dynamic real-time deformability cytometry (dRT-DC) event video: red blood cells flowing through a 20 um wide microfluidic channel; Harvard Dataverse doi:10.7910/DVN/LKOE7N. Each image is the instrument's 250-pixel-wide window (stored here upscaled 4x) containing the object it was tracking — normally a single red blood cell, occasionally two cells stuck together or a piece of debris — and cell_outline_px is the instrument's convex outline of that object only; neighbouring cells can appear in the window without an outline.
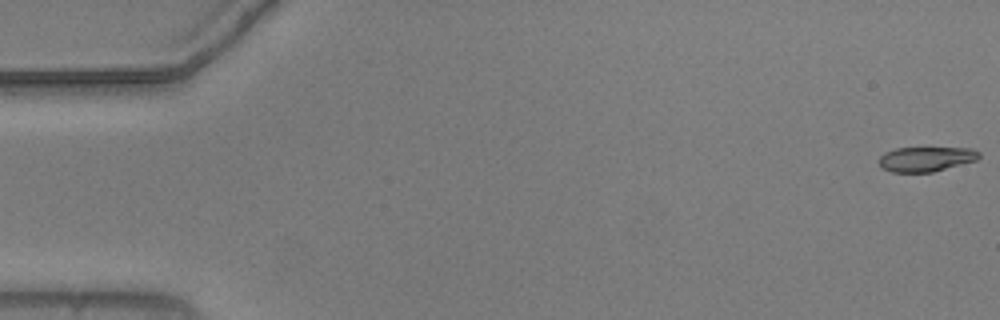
{"species": "common noctule bat (a hibernating species)", "species_latin": "Nyctalus noctula", "temperature_condition": "warm", "stored_images_in_passage": 16, "camera_frame_rate_fps": 3000, "um_per_image_px": 0.085, "animal": {"sex": "male", "body_mass_g": 20.5, "forearm_length_mm": 52.5}, "frame": {"image": 1, "passage_image": 1, "time_ms": 0.0, "image_size_px": [1000, 320], "cell_outline_px": [[980, 156], [976, 160], [932, 172], [892, 172], [884, 168], [880, 164], [880, 156], [884, 152], [896, 148], [972, 148], [980, 152]], "centroid_in_image_um": [78.72, 13.51], "position_along_channel_um": 6.3, "area_um2": 14.28}}
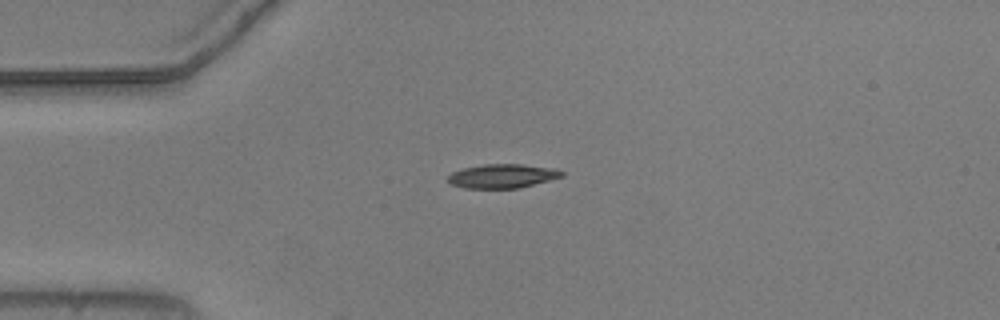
{"frame": {"image": 2, "passage_image": 14, "time_ms": 4.333, "image_size_px": [1000, 320], "cell_outline_px": [[564, 176], [520, 188], [464, 188], [452, 184], [448, 180], [448, 176], [452, 172], [464, 168], [484, 164], [520, 164], [552, 168], [564, 172]], "centroid_in_image_um": [42.71, 14.96], "position_along_channel_um": 42.3, "area_um2": 15.78}}